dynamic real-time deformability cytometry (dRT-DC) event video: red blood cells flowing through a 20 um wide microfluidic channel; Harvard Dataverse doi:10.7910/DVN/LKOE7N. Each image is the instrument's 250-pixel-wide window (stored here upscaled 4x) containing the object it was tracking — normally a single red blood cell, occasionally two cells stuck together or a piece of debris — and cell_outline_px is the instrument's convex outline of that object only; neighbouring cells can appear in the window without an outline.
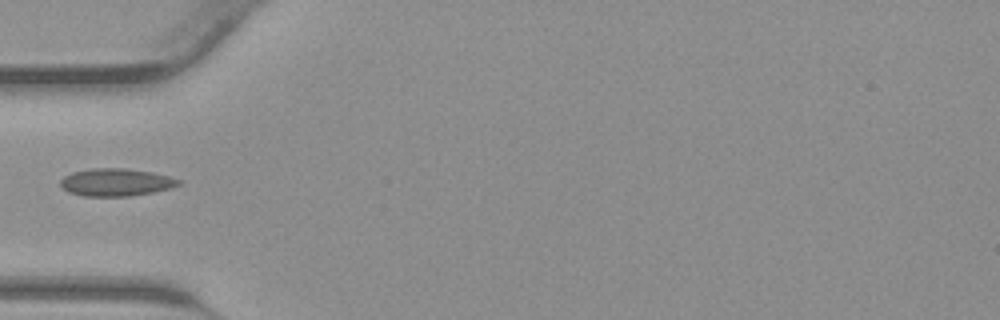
{"species": "common noctule bat (a hibernating species)", "species_latin": "Nyctalus noctula", "temperature_condition": "warm", "stored_images_in_passage": 30, "camera_frame_rate_fps": 3000, "um_per_image_px": 0.085, "animal": {"sex": "male", "body_mass_g": 23.1, "forearm_length_mm": 52.7}, "frame": {"image": 1, "passage_image": 1, "time_ms": 0.0, "image_size_px": [1000, 320], "cell_outline_px": [[180, 184], [168, 188], [152, 192], [132, 196], [84, 196], [68, 192], [60, 184], [60, 180], [64, 176], [72, 172], [92, 168], [124, 168], [152, 172], [168, 176], [180, 180]], "centroid_in_image_um": [9.82, 15.49], "position_along_channel_um": 75.2, "area_um2": 18.84}}
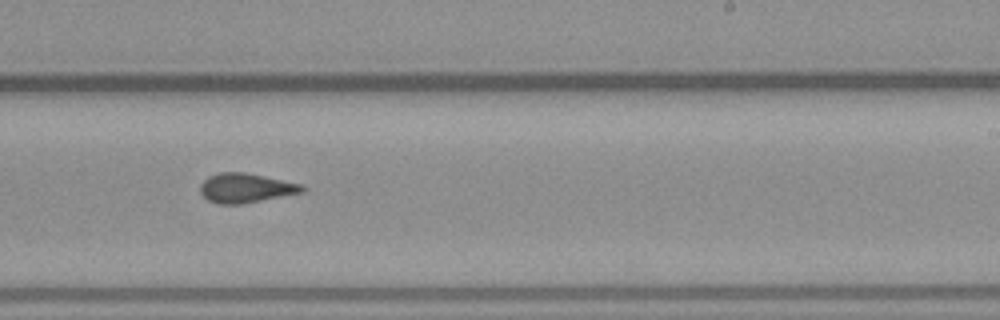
{"frame": {"image": 2, "passage_image": 13, "time_ms": 4.0, "image_size_px": [1000, 320], "cell_outline_px": [[308, 188], [304, 192], [240, 204], [216, 204], [208, 200], [200, 192], [200, 184], [208, 176], [220, 172], [244, 172], [304, 184]], "centroid_in_image_um": [20.91, 15.97], "position_along_channel_um": 268.1, "area_um2": 17.57}}
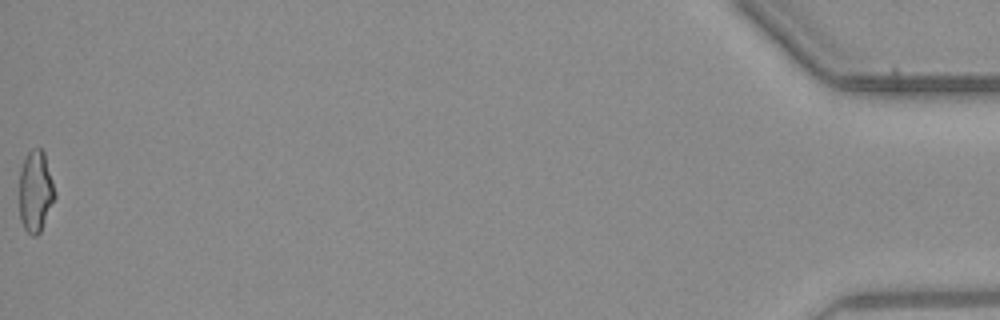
{"frame": {"image": 3, "passage_image": 30, "time_ms": 9.667, "image_size_px": [1000, 320], "cell_outline_px": [[56, 196], [40, 232], [36, 236], [32, 236], [24, 228], [20, 220], [20, 168], [28, 152], [32, 148], [40, 148], [44, 152], [56, 192]], "centroid_in_image_um": [3.02, 16.26], "position_along_channel_um": 432.2, "area_um2": 16.82}}